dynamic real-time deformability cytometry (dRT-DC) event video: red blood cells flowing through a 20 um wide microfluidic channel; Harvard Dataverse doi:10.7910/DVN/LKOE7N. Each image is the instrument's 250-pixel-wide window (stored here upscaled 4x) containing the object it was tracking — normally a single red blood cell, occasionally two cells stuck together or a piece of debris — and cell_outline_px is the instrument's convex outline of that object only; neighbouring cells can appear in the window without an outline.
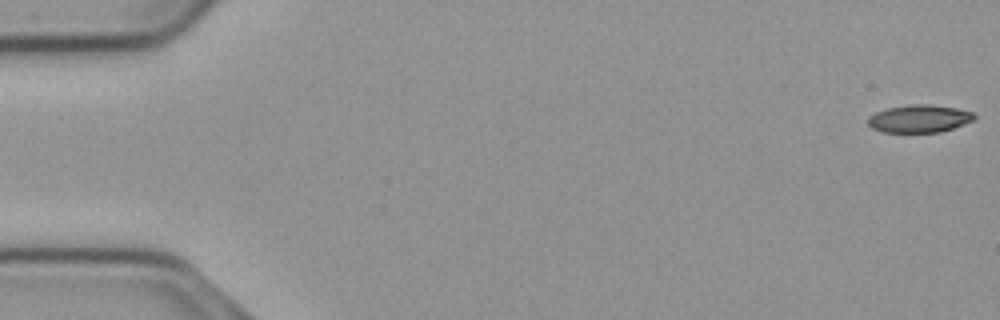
{"species": "common noctule bat (a hibernating species)", "species_latin": "Nyctalus noctula", "temperature_condition": "cold", "stored_images_in_passage": 9, "camera_frame_rate_fps": 3000, "um_per_image_px": 0.085, "animal": {"sex": "male", "body_mass_g": 23.1, "forearm_length_mm": 52.7}, "frame": {"image": 1, "passage_image": 1, "time_ms": 0.0, "image_size_px": [1000, 320], "cell_outline_px": [[976, 116], [972, 120], [964, 124], [940, 132], [880, 132], [872, 128], [868, 124], [868, 116], [876, 112], [888, 108], [908, 104], [928, 104], [956, 108], [972, 112]], "centroid_in_image_um": [78.1, 10.08], "position_along_channel_um": 6.9, "area_um2": 17.11}}